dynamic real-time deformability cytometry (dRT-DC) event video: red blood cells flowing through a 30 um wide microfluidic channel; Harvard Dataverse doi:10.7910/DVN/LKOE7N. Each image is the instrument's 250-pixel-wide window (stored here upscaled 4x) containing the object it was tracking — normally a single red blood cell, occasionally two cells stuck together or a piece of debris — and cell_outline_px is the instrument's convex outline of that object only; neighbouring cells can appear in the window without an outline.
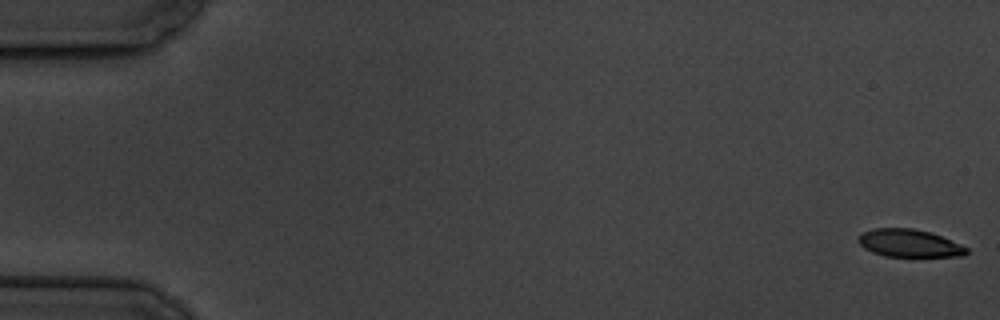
{"species": "common noctule bat (a hibernating species)", "species_latin": "Nyctalus noctula", "temperature_condition": "cold", "stored_images_in_passage": 5, "camera_frame_rate_fps": 3000, "um_per_image_px": 0.085, "animal": {"sex": "male", "body_mass_g": 19.5, "forearm_length_mm": 54.6}, "frame": {"image": 1, "passage_image": 1, "time_ms": 0.0, "image_size_px": [1000, 320], "cell_outline_px": [[968, 252], [964, 256], [884, 256], [872, 252], [864, 248], [856, 240], [864, 232], [872, 228], [912, 228], [928, 232], [940, 236], [960, 244], [968, 248]], "centroid_in_image_um": [77.26, 20.67], "position_along_channel_um": 7.7, "area_um2": 17.28}}
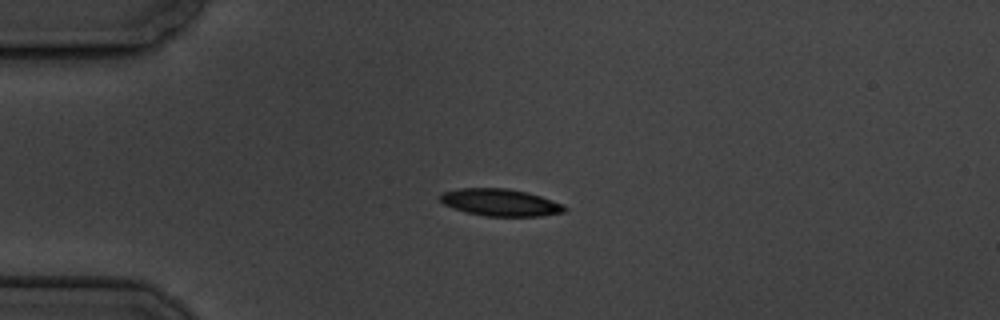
{"frame": {"image": 2, "passage_image": 5, "time_ms": 4.667, "image_size_px": [1000, 320], "cell_outline_px": [[568, 208], [564, 212], [540, 216], [484, 216], [452, 208], [444, 204], [440, 200], [440, 192], [460, 188], [508, 188], [528, 192], [564, 204]], "centroid_in_image_um": [42.53, 17.2], "position_along_channel_um": 42.5, "area_um2": 19.77}}